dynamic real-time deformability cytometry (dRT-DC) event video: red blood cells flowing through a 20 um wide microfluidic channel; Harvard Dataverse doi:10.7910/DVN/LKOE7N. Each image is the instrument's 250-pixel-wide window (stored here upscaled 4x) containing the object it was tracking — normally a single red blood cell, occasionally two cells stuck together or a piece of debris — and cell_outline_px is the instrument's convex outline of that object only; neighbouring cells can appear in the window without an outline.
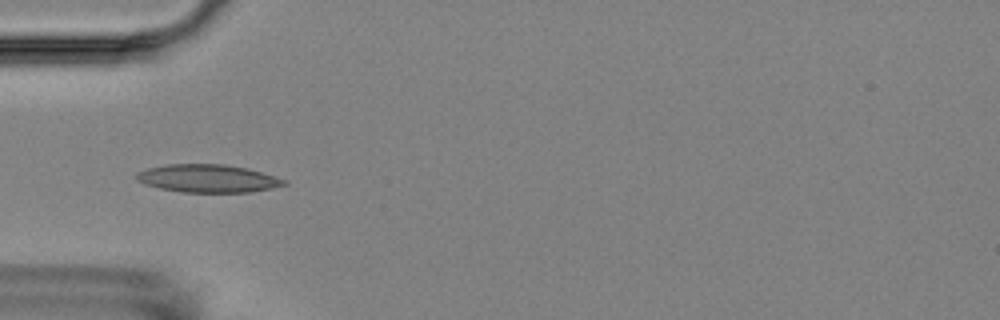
{"species": "Egyptian fruit bat (a non-hibernating species)", "species_latin": "Rousettus aegyptiacus", "temperature_condition": "room temperature", "stored_images_in_passage": 6, "camera_frame_rate_fps": 3000, "um_per_image_px": 0.085, "animal": {"sex": "female"}, "frame": {"image": 1, "passage_image": 4, "time_ms": 3.667, "image_size_px": [1000, 320], "cell_outline_px": [[288, 184], [272, 188], [248, 192], [180, 192], [160, 188], [144, 184], [136, 180], [136, 172], [148, 168], [168, 164], [224, 164], [244, 168], [260, 172], [288, 180]], "centroid_in_image_um": [17.65, 15.17], "position_along_channel_um": 67.4, "area_um2": 23.93}}